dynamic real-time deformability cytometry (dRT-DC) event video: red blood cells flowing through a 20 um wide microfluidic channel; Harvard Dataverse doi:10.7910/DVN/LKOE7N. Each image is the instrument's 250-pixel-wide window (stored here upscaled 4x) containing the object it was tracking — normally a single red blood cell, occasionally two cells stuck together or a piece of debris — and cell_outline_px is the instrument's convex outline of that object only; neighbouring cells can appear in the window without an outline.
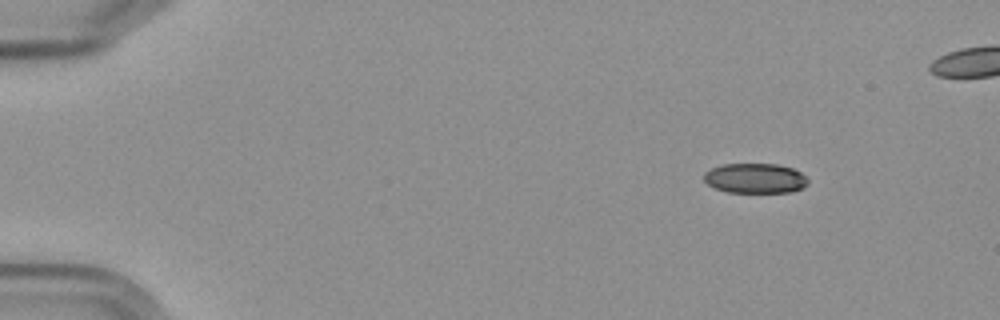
{"species": "Egyptian fruit bat (a non-hibernating species)", "species_latin": "Rousettus aegyptiacus", "temperature_condition": "cold", "stored_images_in_passage": 4, "camera_frame_rate_fps": 3000, "um_per_image_px": 0.085, "frame": {"image": 1, "passage_image": 1, "time_ms": 0.0, "image_size_px": [1000, 320], "cell_outline_px": [[808, 184], [804, 188], [792, 192], [728, 192], [716, 188], [708, 184], [704, 180], [704, 172], [720, 164], [776, 164], [792, 168], [800, 172], [808, 180]], "centroid_in_image_um": [64.2, 15.15], "position_along_channel_um": 20.8, "area_um2": 18.15}}